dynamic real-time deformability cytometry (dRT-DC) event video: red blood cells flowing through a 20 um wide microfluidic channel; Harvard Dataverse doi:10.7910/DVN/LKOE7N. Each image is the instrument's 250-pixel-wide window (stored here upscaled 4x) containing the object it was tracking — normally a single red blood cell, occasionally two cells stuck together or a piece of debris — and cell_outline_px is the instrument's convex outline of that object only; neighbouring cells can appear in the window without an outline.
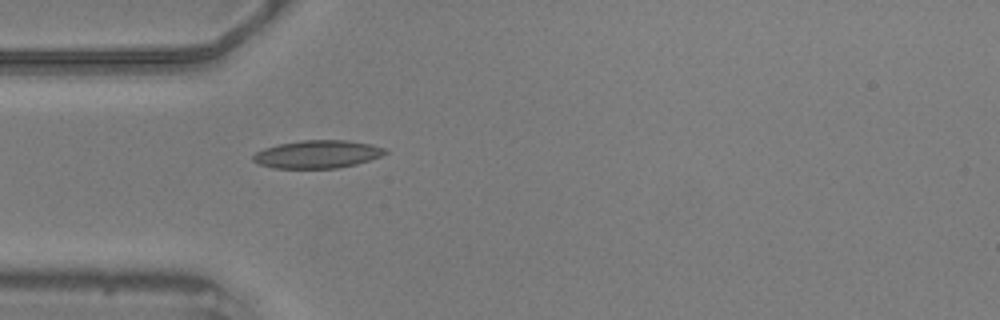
{"species": "common noctule bat (a hibernating species)", "species_latin": "Nyctalus noctula", "temperature_condition": "warm", "stored_images_in_passage": 31, "camera_frame_rate_fps": 3000, "um_per_image_px": 0.085, "animal": {"sex": "male", "body_mass_g": 20.5, "forearm_length_mm": 52.5}, "frame": {"image": 1, "passage_image": 1, "time_ms": 0.0, "image_size_px": [1000, 320], "cell_outline_px": [[388, 152], [380, 156], [356, 164], [336, 168], [276, 168], [260, 164], [252, 160], [252, 156], [256, 152], [264, 148], [280, 144], [304, 140], [348, 140], [372, 144], [384, 148]], "centroid_in_image_um": [26.99, 13.1], "position_along_channel_um": 58.0, "area_um2": 21.27}}
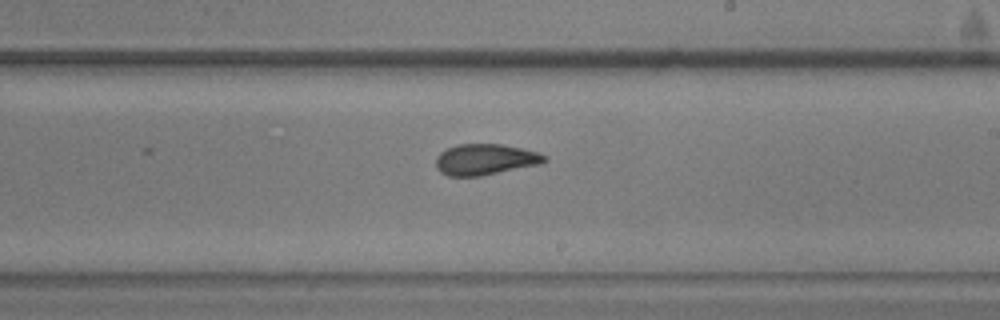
{"frame": {"image": 2, "passage_image": 17, "time_ms": 5.333, "image_size_px": [1000, 320], "cell_outline_px": [[548, 160], [540, 164], [480, 176], [448, 176], [440, 172], [436, 168], [436, 156], [440, 152], [456, 144], [500, 144], [520, 148], [536, 152], [548, 156]], "centroid_in_image_um": [41.22, 13.55], "position_along_channel_um": 247.8, "area_um2": 19.59}}
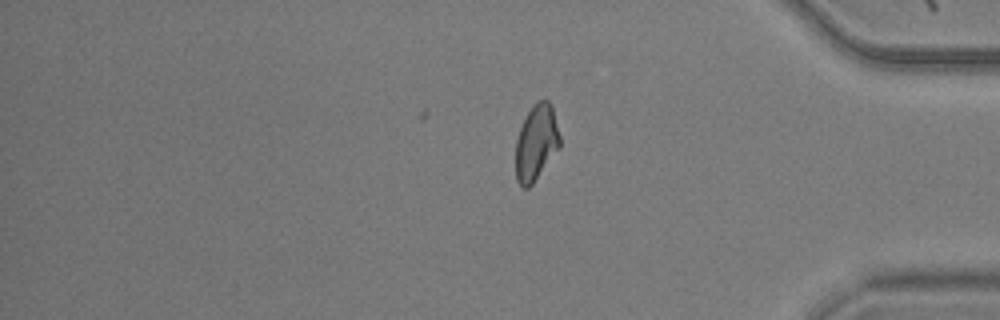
{"frame": {"image": 3, "passage_image": 31, "time_ms": 10.0, "image_size_px": [1000, 320], "cell_outline_px": [[560, 148], [532, 184], [528, 188], [524, 188], [516, 180], [516, 140], [520, 128], [528, 112], [536, 100], [548, 100], [552, 104], [560, 136]], "centroid_in_image_um": [45.59, 12.11], "position_along_channel_um": 389.6, "area_um2": 19.54}, "authors_computed_cell_mechanics": {"area_um2": 19.652, "velocity_mm_per_s": 3.5714, "shape_relaxation_time_tau1_ms": 6.2972, "shape_relaxation_time_tau2_ms": 1.6891, "deformation_change_tau1": 0.1557, "deformation_change_tau2": 0.0744}}